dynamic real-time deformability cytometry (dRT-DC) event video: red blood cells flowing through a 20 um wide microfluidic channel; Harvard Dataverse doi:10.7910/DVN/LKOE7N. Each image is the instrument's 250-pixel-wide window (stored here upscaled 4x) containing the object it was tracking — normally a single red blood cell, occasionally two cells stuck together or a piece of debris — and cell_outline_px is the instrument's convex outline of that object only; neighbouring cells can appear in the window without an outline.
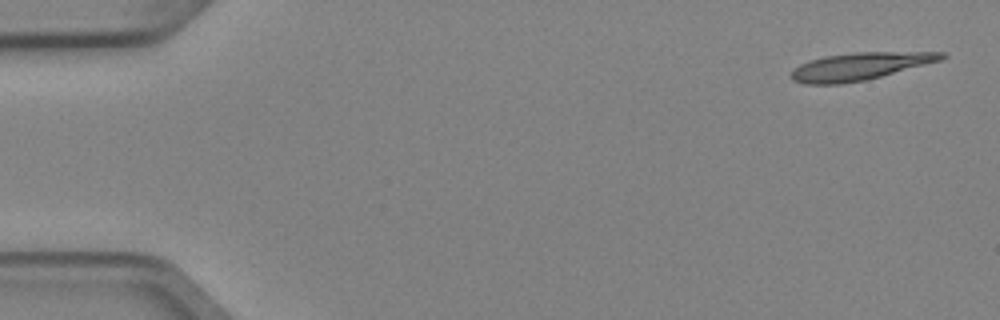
{"species": "Egyptian fruit bat (a non-hibernating species)", "species_latin": "Rousettus aegyptiacus", "temperature_condition": "cold", "stored_images_in_passage": 5, "segment_of_instrument_passage": [1, 2], "camera_frame_rate_fps": 3000, "um_per_image_px": 0.085, "animal": {"sex": "female"}, "frame": {"image": 1, "passage_image": 1, "time_ms": 0.0, "image_size_px": [1000, 320], "cell_outline_px": [[948, 56], [940, 60], [868, 80], [840, 84], [804, 84], [792, 80], [788, 76], [792, 68], [808, 60], [824, 56], [856, 52], [944, 52]], "centroid_in_image_um": [73.01, 5.65], "position_along_channel_um": 12.0, "area_um2": 24.28}}
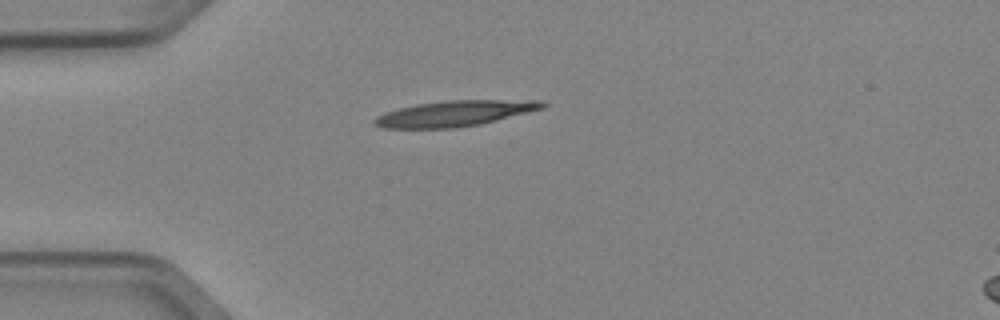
{"frame": {"image": 2, "passage_image": 4, "time_ms": 1.0, "image_size_px": [1000, 320], "cell_outline_px": [[548, 104], [544, 108], [480, 124], [456, 128], [380, 128], [372, 120], [376, 116], [384, 112], [416, 104], [448, 100], [544, 100]], "centroid_in_image_um": [38.66, 9.64], "position_along_channel_um": 46.3, "area_um2": 25.14}}